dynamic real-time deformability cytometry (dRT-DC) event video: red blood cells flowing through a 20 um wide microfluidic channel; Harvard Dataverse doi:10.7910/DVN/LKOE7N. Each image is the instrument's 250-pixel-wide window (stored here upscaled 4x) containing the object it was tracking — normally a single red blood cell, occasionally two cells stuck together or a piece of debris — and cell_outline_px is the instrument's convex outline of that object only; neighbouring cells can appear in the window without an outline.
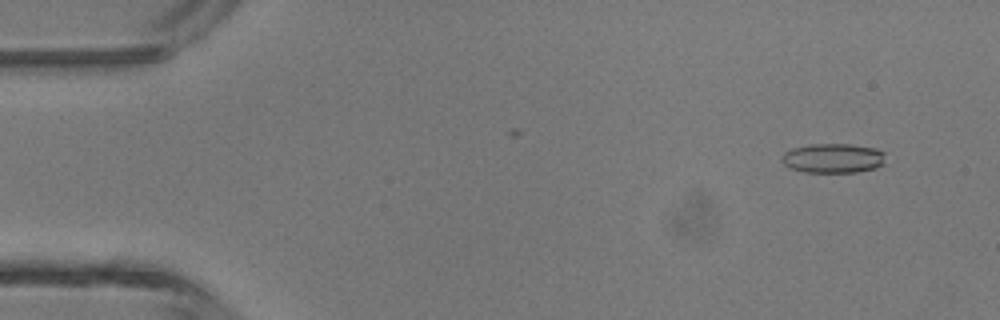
{"species": "common noctule bat (a hibernating species)", "species_latin": "Nyctalus noctula", "temperature_condition": "room temperature", "stored_images_in_passage": 7, "camera_frame_rate_fps": 3000, "um_per_image_px": 0.085, "animal": {"sex": "male", "body_mass_g": 13.3}, "frame": {"image": 1, "passage_image": 3, "time_ms": 0.667, "image_size_px": [1000, 320], "cell_outline_px": [[884, 164], [876, 168], [856, 172], [804, 172], [792, 168], [784, 164], [780, 160], [780, 156], [784, 152], [792, 148], [812, 144], [848, 144], [876, 148], [884, 152]], "centroid_in_image_um": [70.8, 13.44], "position_along_channel_um": 14.2, "area_um2": 17.92}}